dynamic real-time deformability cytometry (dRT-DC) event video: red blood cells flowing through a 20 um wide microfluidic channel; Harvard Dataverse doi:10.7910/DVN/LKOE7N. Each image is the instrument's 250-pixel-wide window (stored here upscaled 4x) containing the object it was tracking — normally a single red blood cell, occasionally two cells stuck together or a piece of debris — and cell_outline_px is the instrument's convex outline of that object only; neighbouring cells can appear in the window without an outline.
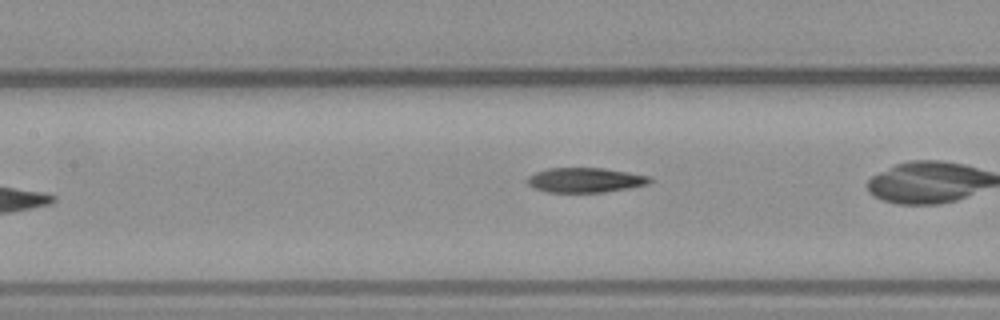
{"species": "common noctule bat (a hibernating species)", "species_latin": "Nyctalus noctula", "temperature_condition": "warm", "stored_images_in_passage": 7, "camera_frame_rate_fps": 3000, "um_per_image_px": 0.085, "animal": {"sex": "male", "body_mass_g": 23.1, "forearm_length_mm": 52.7}, "frame": {"image": 1, "passage_image": 7, "time_ms": 7.333, "image_size_px": [1000, 320], "cell_outline_px": [[652, 180], [648, 184], [628, 188], [604, 192], [548, 192], [536, 188], [528, 184], [524, 180], [528, 176], [536, 172], [548, 168], [604, 168], [652, 176]], "centroid_in_image_um": [49.75, 15.3], "position_along_channel_um": 157.7, "area_um2": 17.69}}